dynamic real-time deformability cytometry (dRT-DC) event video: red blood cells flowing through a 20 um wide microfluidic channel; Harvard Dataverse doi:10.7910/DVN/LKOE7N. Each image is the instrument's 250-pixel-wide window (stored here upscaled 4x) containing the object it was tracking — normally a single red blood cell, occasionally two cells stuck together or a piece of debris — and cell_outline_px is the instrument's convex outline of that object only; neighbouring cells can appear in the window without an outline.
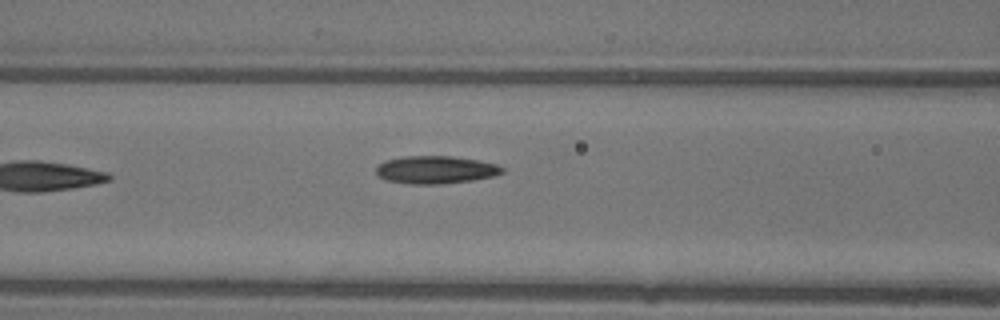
{"species": "common noctule bat (a hibernating species)", "species_latin": "Nyctalus noctula", "temperature_condition": "warm", "stored_images_in_passage": 7, "camera_frame_rate_fps": 3000, "um_per_image_px": 0.085, "animal": {"sex": "female"}, "frame": {"image": 1, "passage_image": 7, "time_ms": 2.0, "image_size_px": [1000, 320], "cell_outline_px": [[504, 172], [496, 176], [472, 180], [440, 184], [408, 184], [388, 180], [380, 176], [376, 172], [376, 168], [384, 160], [404, 156], [452, 156], [476, 160], [496, 164], [504, 168]], "centroid_in_image_um": [37.05, 14.43], "position_along_channel_um": 129.6, "area_um2": 20.35}}